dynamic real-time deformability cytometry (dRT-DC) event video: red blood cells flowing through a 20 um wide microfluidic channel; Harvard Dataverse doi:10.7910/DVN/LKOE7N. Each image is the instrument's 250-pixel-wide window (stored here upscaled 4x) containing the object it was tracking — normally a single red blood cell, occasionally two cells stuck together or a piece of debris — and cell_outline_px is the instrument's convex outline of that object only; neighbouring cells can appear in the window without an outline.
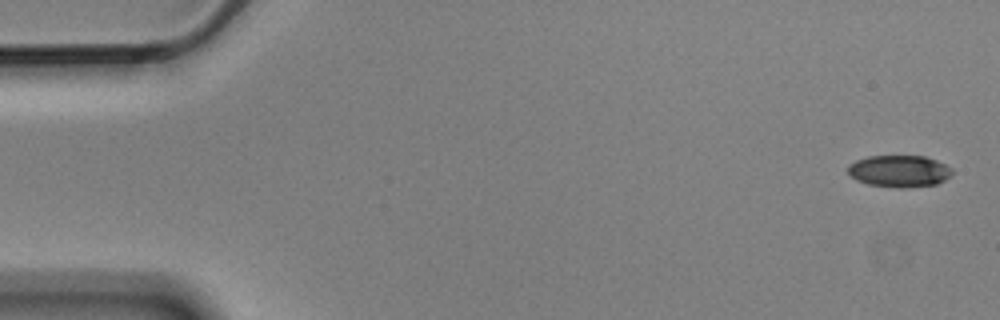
{"species": "Egyptian fruit bat (a non-hibernating species)", "species_latin": "Rousettus aegyptiacus", "temperature_condition": "cold", "stored_images_in_passage": 6, "camera_frame_rate_fps": 3000, "um_per_image_px": 0.085, "animal": {"sex": "male"}, "frame": {"image": 1, "passage_image": 1, "time_ms": 0.0, "image_size_px": [1000, 320], "cell_outline_px": [[952, 176], [936, 184], [904, 188], [900, 188], [868, 184], [856, 180], [848, 172], [848, 168], [856, 160], [868, 156], [924, 156], [936, 160], [952, 168]], "centroid_in_image_um": [76.46, 14.55], "position_along_channel_um": 8.5, "area_um2": 19.25}}